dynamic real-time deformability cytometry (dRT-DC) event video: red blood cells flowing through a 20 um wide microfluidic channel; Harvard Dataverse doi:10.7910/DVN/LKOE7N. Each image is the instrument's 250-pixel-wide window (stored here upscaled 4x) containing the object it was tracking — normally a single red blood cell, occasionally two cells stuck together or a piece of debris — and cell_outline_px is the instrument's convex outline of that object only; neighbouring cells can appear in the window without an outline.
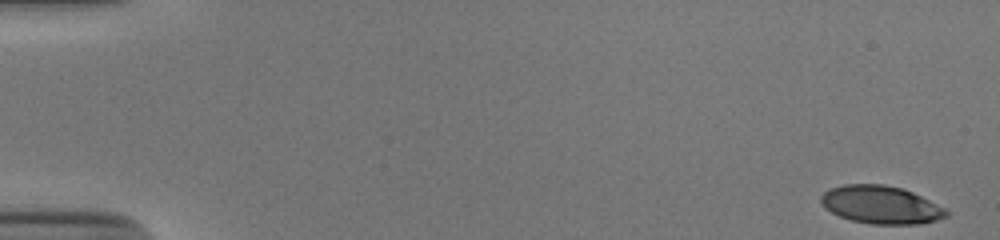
{"species": "human", "species_latin": "Homo sapiens", "temperature_condition": "cold", "stored_images_in_passage": 53, "camera_frame_rate_fps": 3000, "um_per_image_px": 0.085, "donor": {"sex": "male"}, "frame": {"image": 1, "passage_image": 1, "time_ms": 0.0, "image_size_px": [1000, 240], "cell_outline_px": [[948, 216], [936, 220], [920, 224], [872, 224], [852, 220], [840, 216], [824, 208], [820, 200], [820, 196], [824, 192], [832, 188], [844, 184], [884, 184], [900, 188], [912, 192], [944, 208], [948, 212]], "centroid_in_image_um": [74.85, 17.41], "position_along_channel_um": 10.1, "area_um2": 27.46}}
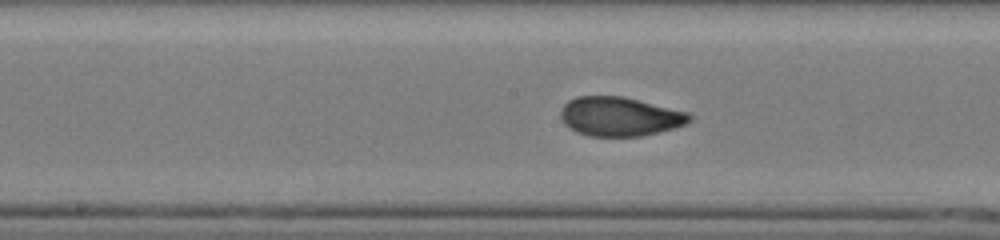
{"frame": {"image": 2, "passage_image": 28, "time_ms": 9.0, "image_size_px": [1000, 240], "cell_outline_px": [[692, 120], [684, 124], [672, 128], [640, 136], [588, 136], [576, 132], [568, 128], [560, 120], [560, 108], [568, 100], [576, 96], [624, 96], [692, 112]], "centroid_in_image_um": [52.66, 9.89], "position_along_channel_um": 195.5, "area_um2": 29.82}}
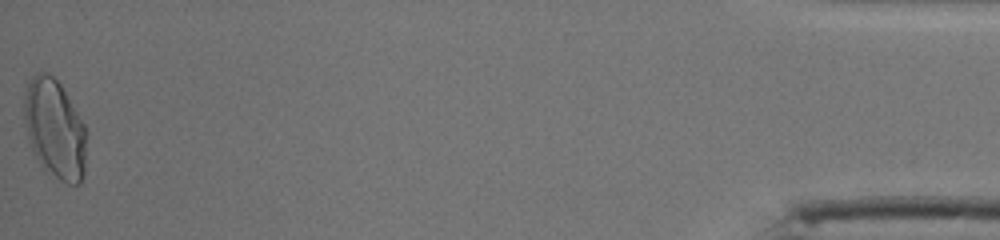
{"frame": {"image": 3, "passage_image": 53, "time_ms": 17.333, "image_size_px": [1000, 240], "cell_outline_px": [[84, 176], [80, 184], [68, 184], [60, 180], [44, 168], [36, 156], [28, 140], [24, 124], [24, 92], [28, 80], [36, 72], [48, 72], [60, 84], [84, 124]], "centroid_in_image_um": [4.61, 10.92], "position_along_channel_um": 430.6, "area_um2": 35.6}, "authors_computed_cell_mechanics": {"area_um2": 29.0156, "velocity_mm_per_s": 3.8852, "shape_relaxation_time_tau1_ms": 6.1974, "shape_relaxation_time_tau2_ms": 0.9895, "deformation_change_tau1": 0.227, "deformation_change_tau2": 0.0576}}